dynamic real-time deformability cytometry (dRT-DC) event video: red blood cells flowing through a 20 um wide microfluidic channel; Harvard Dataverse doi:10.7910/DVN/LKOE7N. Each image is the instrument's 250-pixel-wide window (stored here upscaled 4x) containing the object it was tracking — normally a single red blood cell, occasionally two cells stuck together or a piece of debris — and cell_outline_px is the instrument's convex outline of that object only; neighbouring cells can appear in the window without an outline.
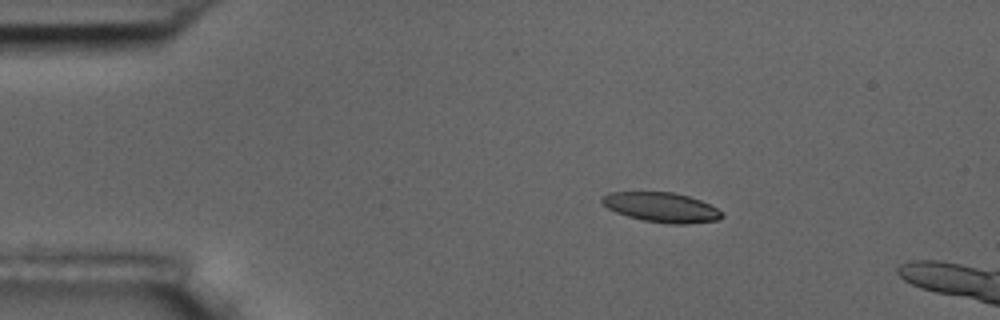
{"species": "common noctule bat (a hibernating species)", "species_latin": "Nyctalus noctula", "temperature_condition": "room temperature", "stored_images_in_passage": 3, "camera_frame_rate_fps": 3000, "um_per_image_px": 0.085, "animal": {"sex": "male", "body_mass_g": 17.5, "forearm_length_mm": 52.3}, "frame": {"image": 1, "passage_image": 2, "time_ms": 1.0, "image_size_px": [1000, 320], "cell_outline_px": [[724, 216], [716, 220], [688, 224], [672, 224], [644, 220], [628, 216], [616, 212], [608, 208], [600, 200], [600, 196], [608, 192], [672, 192], [688, 196], [700, 200], [724, 212]], "centroid_in_image_um": [56.21, 17.61], "position_along_channel_um": 28.8, "area_um2": 20.69}}